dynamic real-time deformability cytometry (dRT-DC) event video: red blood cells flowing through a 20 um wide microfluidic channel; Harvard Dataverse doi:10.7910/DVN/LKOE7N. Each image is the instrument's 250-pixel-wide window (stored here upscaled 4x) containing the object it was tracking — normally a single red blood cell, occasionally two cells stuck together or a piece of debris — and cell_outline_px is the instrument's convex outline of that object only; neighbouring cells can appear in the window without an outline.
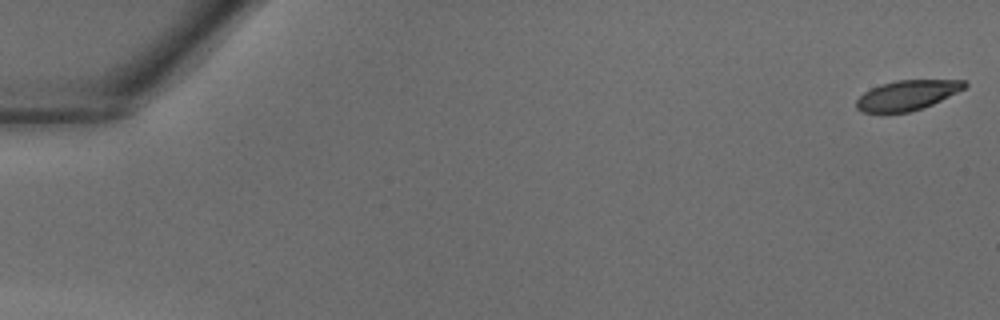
{"species": "common noctule bat (a hibernating species)", "species_latin": "Nyctalus noctula", "temperature_condition": "warm", "stored_images_in_passage": 6, "camera_frame_rate_fps": 3000, "um_per_image_px": 0.085, "animal": {"sex": "male", "body_mass_g": 18.8}, "frame": {"image": 1, "passage_image": 1, "time_ms": 0.0, "image_size_px": [1000, 320], "cell_outline_px": [[968, 84], [964, 88], [932, 104], [908, 112], [860, 112], [856, 108], [856, 100], [864, 92], [880, 84], [896, 80], [964, 80]], "centroid_in_image_um": [77.07, 8.08], "position_along_channel_um": 7.9, "area_um2": 18.55}}